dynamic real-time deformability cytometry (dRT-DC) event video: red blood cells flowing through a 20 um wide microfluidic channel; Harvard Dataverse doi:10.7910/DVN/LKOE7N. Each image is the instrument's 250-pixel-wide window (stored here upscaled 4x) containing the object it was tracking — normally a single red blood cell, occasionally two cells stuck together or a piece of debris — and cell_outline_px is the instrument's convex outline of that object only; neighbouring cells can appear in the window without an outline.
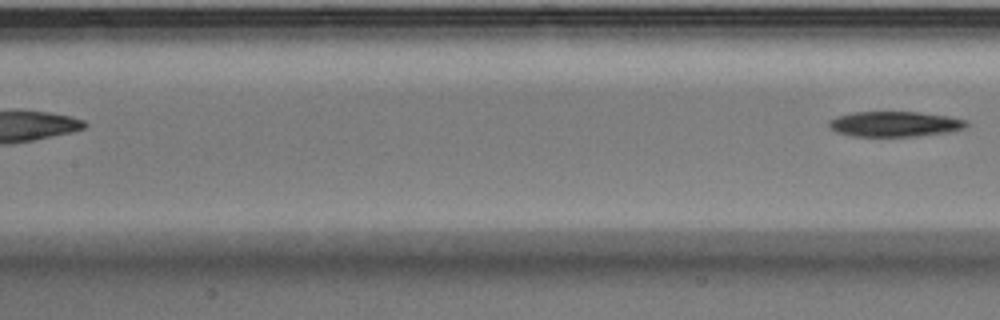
{"species": "Egyptian fruit bat (a non-hibernating species)", "species_latin": "Rousettus aegyptiacus", "temperature_condition": "warm", "stored_images_in_passage": 6, "segment_of_instrument_passage": [2, 2], "camera_frame_rate_fps": 3000, "um_per_image_px": 0.085, "animal": {"sex": "male"}, "frame": {"image": 1, "passage_image": 6, "time_ms": 1.667, "image_size_px": [1000, 320], "cell_outline_px": [[968, 124], [964, 128], [948, 132], [916, 136], [852, 136], [836, 132], [828, 124], [828, 120], [836, 116], [856, 112], [920, 112], [948, 116], [964, 120]], "centroid_in_image_um": [76.02, 10.54], "position_along_channel_um": 131.4, "area_um2": 20.11}}